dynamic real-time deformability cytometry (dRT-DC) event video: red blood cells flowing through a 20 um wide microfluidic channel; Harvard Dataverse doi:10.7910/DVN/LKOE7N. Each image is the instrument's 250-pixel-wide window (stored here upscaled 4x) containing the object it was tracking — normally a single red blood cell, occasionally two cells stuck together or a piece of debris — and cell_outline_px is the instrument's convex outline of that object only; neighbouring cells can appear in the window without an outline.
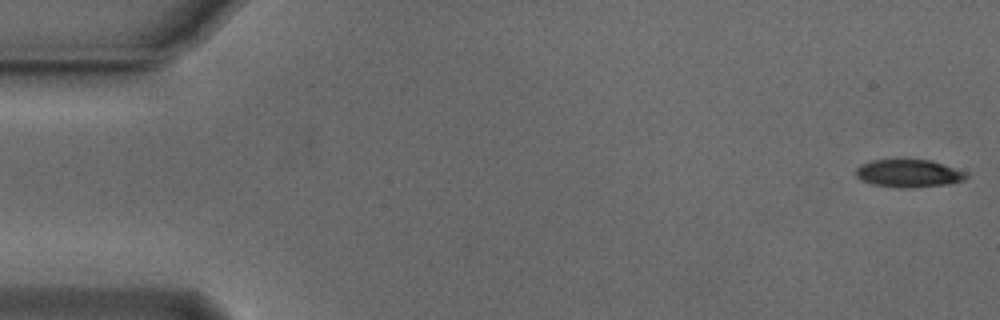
{"species": "Egyptian fruit bat (a non-hibernating species)", "species_latin": "Rousettus aegyptiacus", "temperature_condition": "cold", "stored_images_in_passage": 54, "camera_frame_rate_fps": 3000, "um_per_image_px": 0.085, "animal": {"sex": "male"}, "frame": {"image": 1, "passage_image": 1, "time_ms": 0.0, "image_size_px": [1000, 320], "cell_outline_px": [[968, 176], [964, 180], [948, 184], [912, 188], [896, 188], [872, 184], [860, 180], [856, 176], [856, 168], [860, 164], [872, 160], [932, 160], [968, 172]], "centroid_in_image_um": [77.24, 14.74], "position_along_channel_um": 7.8, "area_um2": 18.09}}
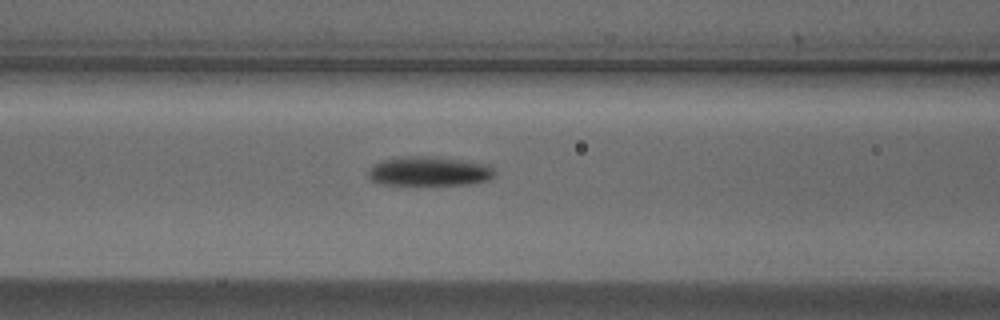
{"frame": {"image": 2, "passage_image": 22, "time_ms": 7.0, "image_size_px": [1000, 320], "cell_outline_px": [[496, 176], [488, 180], [468, 184], [380, 184], [372, 180], [368, 176], [368, 172], [372, 164], [380, 160], [404, 156], [420, 156], [460, 160], [488, 164], [496, 172]], "centroid_in_image_um": [36.46, 14.55], "position_along_channel_um": 130.1, "area_um2": 21.44}}
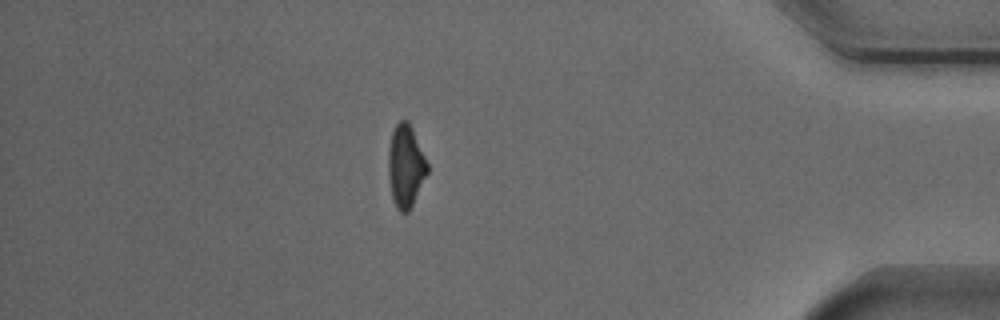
{"frame": {"image": 3, "passage_image": 47, "time_ms": 15.333, "image_size_px": [1000, 320], "cell_outline_px": [[428, 172], [408, 212], [400, 212], [396, 208], [392, 196], [388, 176], [388, 148], [392, 132], [396, 124], [400, 120], [408, 120], [412, 128], [428, 164]], "centroid_in_image_um": [34.46, 14.1], "position_along_channel_um": 400.7, "area_um2": 18.61}, "authors_computed_cell_mechanics": {"area_um2": 19.6809, "velocity_mm_per_s": 3.7617, "shape_relaxation_time_tau1_ms": 2.7662, "shape_relaxation_time_tau2_ms": null, "deformation_change_tau1": 0.1406, "deformation_change_tau2": null}}